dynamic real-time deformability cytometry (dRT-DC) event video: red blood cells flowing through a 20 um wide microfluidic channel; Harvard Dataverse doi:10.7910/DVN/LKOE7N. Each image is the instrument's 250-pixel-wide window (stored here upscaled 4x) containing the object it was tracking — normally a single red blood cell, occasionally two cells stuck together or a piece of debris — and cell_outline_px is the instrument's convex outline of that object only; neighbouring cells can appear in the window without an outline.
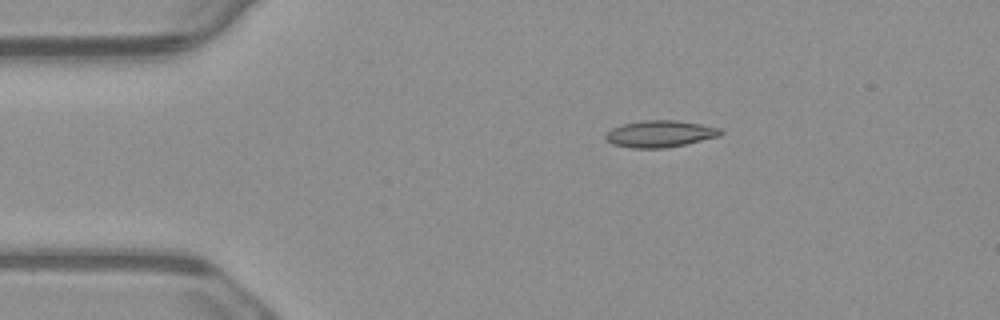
{"species": "common noctule bat (a hibernating species)", "species_latin": "Nyctalus noctula", "temperature_condition": "warm", "stored_images_in_passage": 7, "camera_frame_rate_fps": 3000, "um_per_image_px": 0.085, "animal": {"sex": "male", "body_mass_g": 23.1, "forearm_length_mm": 52.7}, "frame": {"image": 1, "passage_image": 3, "time_ms": 0.667, "image_size_px": [1000, 320], "cell_outline_px": [[724, 132], [720, 136], [684, 144], [664, 148], [632, 148], [612, 144], [604, 136], [612, 128], [624, 124], [644, 120], [676, 120], [700, 124], [720, 128]], "centroid_in_image_um": [56.12, 11.37], "position_along_channel_um": 28.9, "area_um2": 17.74}}
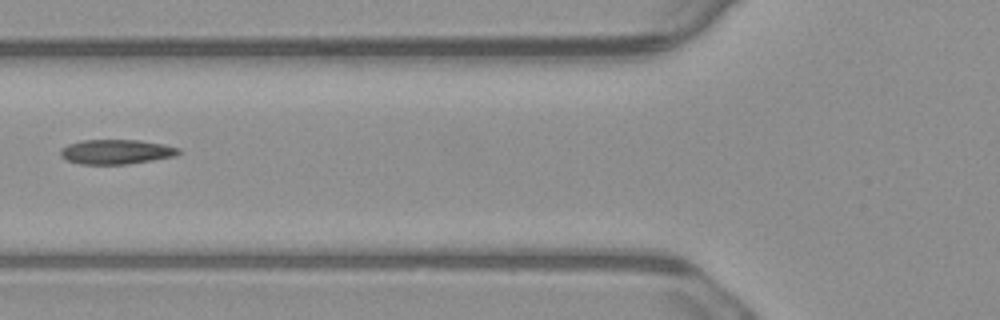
{"frame": {"image": 2, "passage_image": 6, "time_ms": 1.667, "image_size_px": [1000, 320], "cell_outline_px": [[184, 152], [176, 156], [128, 164], [80, 164], [68, 160], [60, 156], [60, 148], [68, 144], [84, 140], [140, 140], [164, 144], [180, 148]], "centroid_in_image_um": [9.92, 12.9], "position_along_channel_um": 115.9, "area_um2": 17.11}}
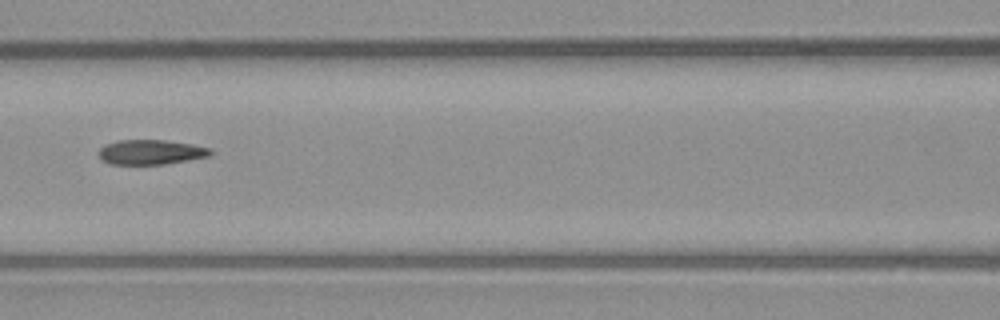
{"frame": {"image": 3, "passage_image": 7, "time_ms": 2.0, "image_size_px": [1000, 320], "cell_outline_px": [[216, 152], [212, 156], [164, 164], [108, 164], [100, 160], [100, 148], [104, 144], [116, 140], [164, 140], [192, 144], [212, 148]], "centroid_in_image_um": [12.86, 12.93], "position_along_channel_um": 153.7, "area_um2": 16.42}}